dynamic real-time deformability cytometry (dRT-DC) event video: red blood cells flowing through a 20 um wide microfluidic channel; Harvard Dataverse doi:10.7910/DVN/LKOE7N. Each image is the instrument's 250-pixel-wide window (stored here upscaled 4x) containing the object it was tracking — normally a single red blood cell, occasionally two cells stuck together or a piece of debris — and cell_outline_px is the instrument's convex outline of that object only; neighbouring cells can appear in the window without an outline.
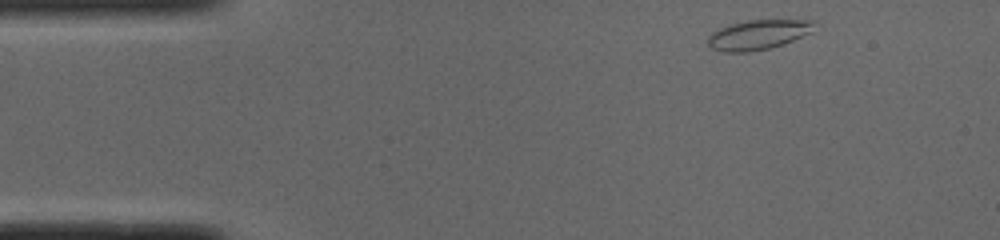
{"species": "common noctule bat (a hibernating species)", "species_latin": "Nyctalus noctula", "temperature_condition": "cold", "stored_images_in_passage": 45, "camera_frame_rate_fps": 3000, "um_per_image_px": 0.085, "animal": {"sex": "male", "body_mass_g": 19.0, "forearm_length_mm": 50.8}, "frame": {"image": 1, "passage_image": 1, "time_ms": 0.0, "image_size_px": [1000, 240], "cell_outline_px": [[816, 20], [812, 32], [784, 44], [768, 48], [748, 52], [724, 52], [712, 48], [708, 44], [708, 36], [712, 32], [720, 28], [732, 24], [748, 20]], "centroid_in_image_um": [64.46, 2.95], "position_along_channel_um": 20.5, "area_um2": 18.32}}
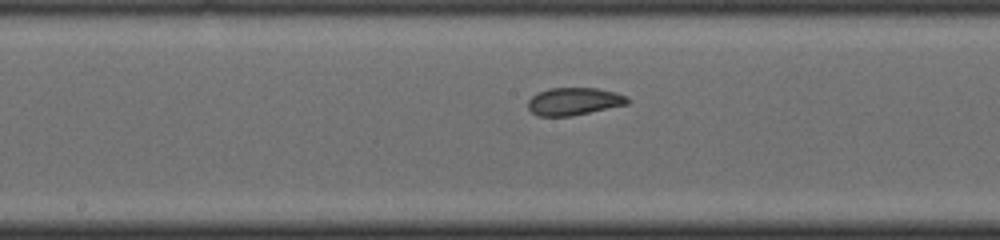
{"frame": {"image": 2, "passage_image": 20, "time_ms": 6.333, "image_size_px": [1000, 240], "cell_outline_px": [[632, 100], [628, 104], [572, 116], [536, 116], [528, 108], [528, 100], [532, 96], [548, 88], [596, 88], [616, 92], [628, 96]], "centroid_in_image_um": [48.82, 8.62], "position_along_channel_um": 199.4, "area_um2": 16.13}}
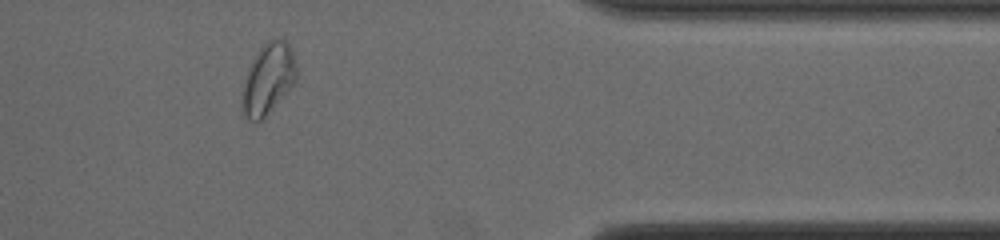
{"frame": {"image": 3, "passage_image": 36, "time_ms": 11.667, "image_size_px": [1000, 240], "cell_outline_px": [[296, 80], [268, 112], [260, 120], [248, 120], [244, 116], [244, 84], [248, 68], [260, 48], [268, 40], [284, 40], [288, 44], [292, 52], [296, 68]], "centroid_in_image_um": [22.8, 6.67], "position_along_channel_um": 388.6, "area_um2": 21.21}, "authors_computed_cell_mechanics": {"area_um2": 16.9354, "velocity_mm_per_s": 3.9872, "shape_relaxation_time_tau1_ms": null, "shape_relaxation_time_tau2_ms": 1.1515, "deformation_change_tau1": null, "deformation_change_tau2": 0.0542}}